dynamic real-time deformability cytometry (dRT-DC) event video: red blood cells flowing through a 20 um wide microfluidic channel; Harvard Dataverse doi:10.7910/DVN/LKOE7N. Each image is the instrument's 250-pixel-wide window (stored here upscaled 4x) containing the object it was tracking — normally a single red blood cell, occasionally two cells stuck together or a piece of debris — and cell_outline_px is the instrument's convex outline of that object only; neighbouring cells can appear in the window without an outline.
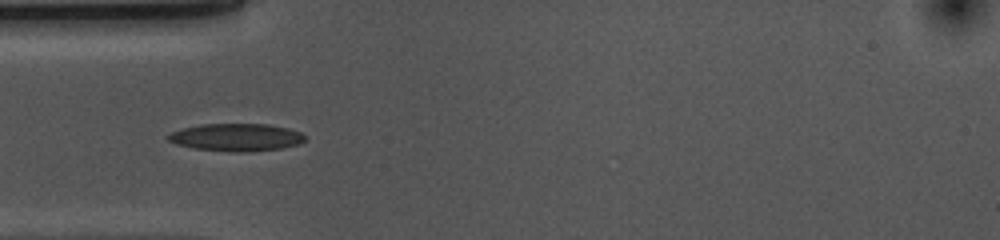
{"species": "common noctule bat (a hibernating species)", "species_latin": "Nyctalus noctula", "temperature_condition": "cold", "stored_images_in_passage": 41, "camera_frame_rate_fps": 3000, "um_per_image_px": 0.085, "animal": {"sex": "female", "body_mass_g": 10.0, "forearm_length_mm": 53.1}, "frame": {"image": 1, "passage_image": 3, "time_ms": 0.667, "image_size_px": [1000, 240], "cell_outline_px": [[308, 136], [300, 144], [280, 148], [244, 152], [232, 152], [192, 148], [176, 144], [168, 140], [168, 136], [172, 132], [184, 128], [200, 124], [268, 124], [288, 128], [300, 132]], "centroid_in_image_um": [20.11, 11.67], "position_along_channel_um": 64.9, "area_um2": 21.96}}
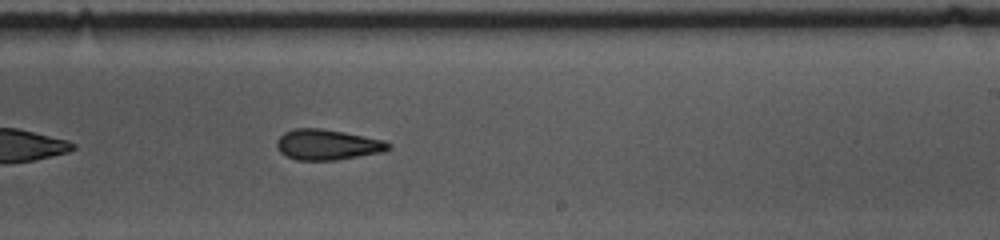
{"frame": {"image": 2, "passage_image": 19, "time_ms": 6.0, "image_size_px": [1000, 240], "cell_outline_px": [[392, 148], [384, 152], [336, 160], [296, 160], [280, 152], [276, 148], [276, 140], [284, 132], [296, 128], [320, 128], [344, 132], [384, 140], [392, 144]], "centroid_in_image_um": [27.85, 12.3], "position_along_channel_um": 261.2, "area_um2": 20.0}}
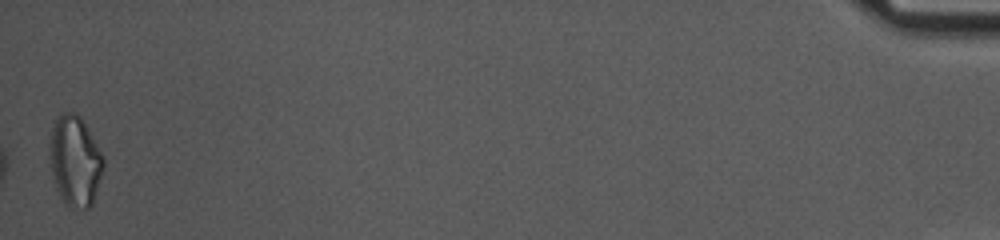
{"frame": {"image": 3, "passage_image": 41, "time_ms": 13.333, "image_size_px": [1000, 240], "cell_outline_px": [[104, 164], [92, 204], [88, 208], [68, 208], [64, 204], [56, 188], [48, 156], [48, 152], [52, 128], [56, 120], [64, 112], [76, 112], [80, 116], [104, 156]], "centroid_in_image_um": [6.36, 13.69], "position_along_channel_um": 428.8, "area_um2": 28.26}, "authors_computed_cell_mechanics": {"area_um2": 20.4034, "velocity_mm_per_s": 3.6573, "shape_relaxation_time_tau1_ms": 10.8342, "shape_relaxation_time_tau2_ms": 5.354, "deformation_change_tau1": 0.2013, "deformation_change_tau2": 0.1459}}